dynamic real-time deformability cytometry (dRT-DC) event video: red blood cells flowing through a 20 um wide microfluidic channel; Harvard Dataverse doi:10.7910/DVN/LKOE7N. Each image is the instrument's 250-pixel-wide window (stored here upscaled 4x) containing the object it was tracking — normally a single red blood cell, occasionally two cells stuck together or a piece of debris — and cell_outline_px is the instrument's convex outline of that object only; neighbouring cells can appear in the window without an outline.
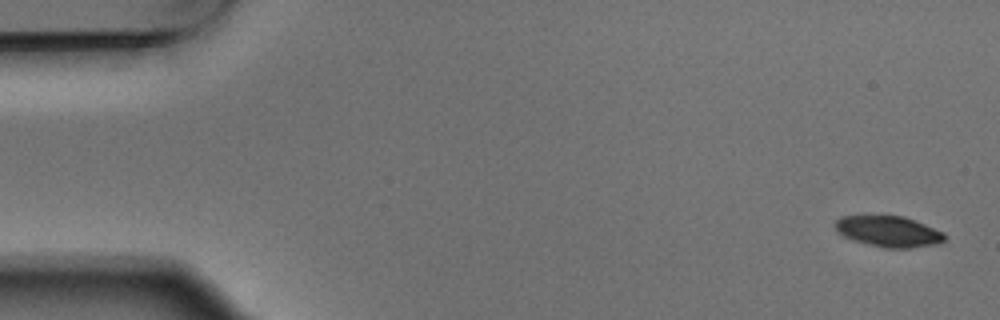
{"species": "Egyptian fruit bat (a non-hibernating species)", "species_latin": "Rousettus aegyptiacus", "temperature_condition": "warm", "stored_images_in_passage": 4, "camera_frame_rate_fps": 3000, "um_per_image_px": 0.085, "animal": {"sex": "male"}, "frame": {"image": 1, "passage_image": 1, "time_ms": 0.0, "image_size_px": [1000, 320], "cell_outline_px": [[944, 240], [936, 244], [912, 248], [888, 248], [868, 244], [844, 236], [836, 232], [836, 220], [840, 216], [864, 212], [872, 212], [904, 216], [944, 232]], "centroid_in_image_um": [75.46, 19.6], "position_along_channel_um": 9.5, "area_um2": 20.46}}
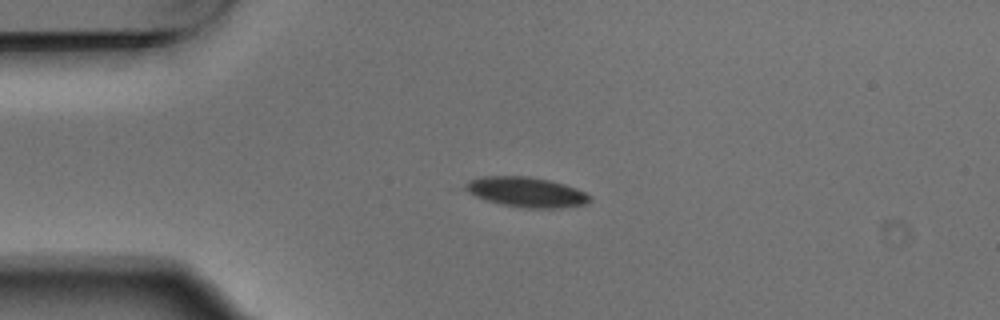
{"frame": {"image": 2, "passage_image": 4, "time_ms": 1.0, "image_size_px": [1000, 320], "cell_outline_px": [[592, 200], [588, 204], [560, 208], [528, 208], [500, 204], [476, 196], [468, 192], [464, 188], [464, 184], [468, 180], [480, 176], [528, 176], [548, 180], [564, 184], [576, 188], [592, 196]], "centroid_in_image_um": [44.75, 16.32], "position_along_channel_um": 40.2, "area_um2": 21.85}}